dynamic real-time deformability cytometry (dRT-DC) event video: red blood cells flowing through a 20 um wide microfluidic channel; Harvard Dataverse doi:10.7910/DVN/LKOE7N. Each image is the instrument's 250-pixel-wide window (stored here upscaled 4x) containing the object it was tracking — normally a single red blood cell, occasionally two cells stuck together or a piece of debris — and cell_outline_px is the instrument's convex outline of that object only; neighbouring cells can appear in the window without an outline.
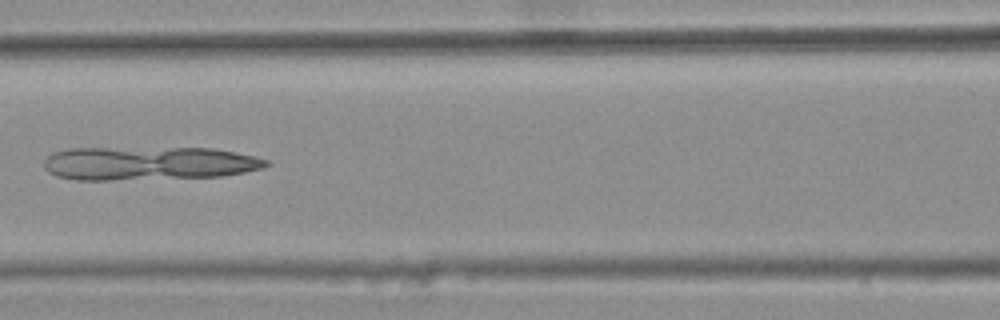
{"species": "common noctule bat (a hibernating species)", "species_latin": "Nyctalus noctula", "temperature_condition": "warm", "stored_images_in_passage": 7, "camera_frame_rate_fps": 3000, "um_per_image_px": 0.085, "animal": {"sex": "female", "body_mass_g": 25.1}, "frame": {"image": 1, "passage_image": 6, "time_ms": 1.667, "image_size_px": [1000, 320], "cell_outline_px": [[272, 164], [264, 168], [244, 172], [220, 176], [112, 180], [76, 180], [56, 176], [48, 172], [44, 168], [44, 160], [52, 152], [68, 148], [212, 148], [236, 152], [272, 160]], "centroid_in_image_um": [12.64, 13.88], "position_along_channel_um": 154.0, "area_um2": 43.81}}
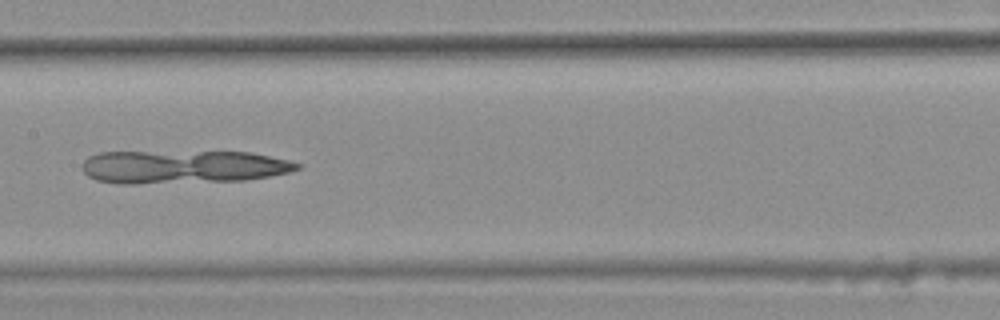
{"frame": {"image": 2, "passage_image": 7, "time_ms": 2.0, "image_size_px": [1000, 320], "cell_outline_px": [[304, 164], [300, 168], [288, 172], [268, 176], [244, 180], [136, 184], [120, 184], [96, 180], [88, 176], [80, 168], [84, 160], [88, 156], [100, 152], [252, 152], [288, 160]], "centroid_in_image_um": [15.52, 14.18], "position_along_channel_um": 191.9, "area_um2": 41.73}}